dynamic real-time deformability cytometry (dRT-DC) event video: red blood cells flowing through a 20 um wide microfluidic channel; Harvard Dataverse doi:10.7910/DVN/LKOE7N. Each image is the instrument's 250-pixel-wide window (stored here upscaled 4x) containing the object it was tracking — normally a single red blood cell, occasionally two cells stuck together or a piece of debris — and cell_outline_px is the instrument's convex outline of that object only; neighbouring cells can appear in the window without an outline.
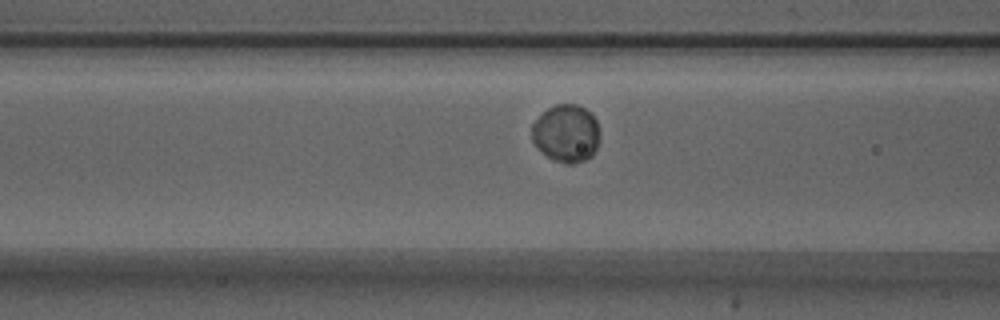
{"species": "Egyptian fruit bat (a non-hibernating species)", "species_latin": "Rousettus aegyptiacus", "temperature_condition": "warm", "stored_images_in_passage": 31, "camera_frame_rate_fps": 3000, "um_per_image_px": 0.085, "animal": {"sex": "male"}, "frame": {"image": 1, "passage_image": 5, "time_ms": 1.333, "image_size_px": [1000, 320], "cell_outline_px": [[596, 148], [592, 156], [584, 160], [572, 164], [568, 164], [556, 160], [548, 156], [532, 140], [532, 124], [548, 108], [556, 104], [576, 104], [584, 108], [596, 120]], "centroid_in_image_um": [48.1, 11.33], "position_along_channel_um": 118.5, "area_um2": 22.02}}
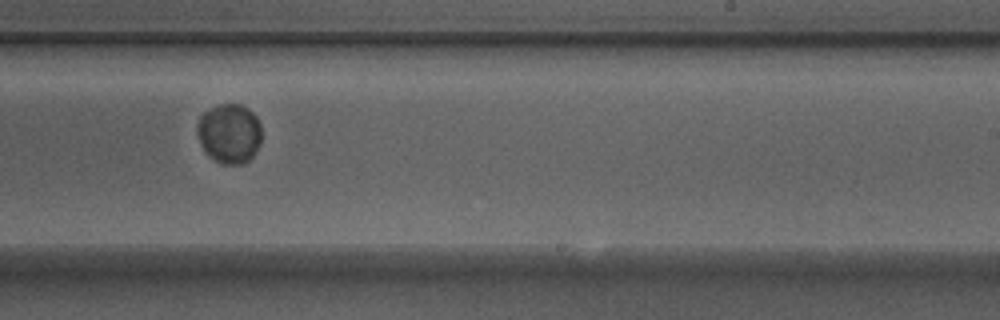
{"frame": {"image": 2, "passage_image": 17, "time_ms": 5.333, "image_size_px": [1000, 320], "cell_outline_px": [[260, 140], [252, 156], [244, 164], [220, 164], [208, 156], [200, 144], [196, 132], [196, 124], [200, 116], [204, 112], [220, 104], [240, 104], [248, 108], [256, 116], [260, 124]], "centroid_in_image_um": [19.45, 11.35], "position_along_channel_um": 269.5, "area_um2": 22.43}}
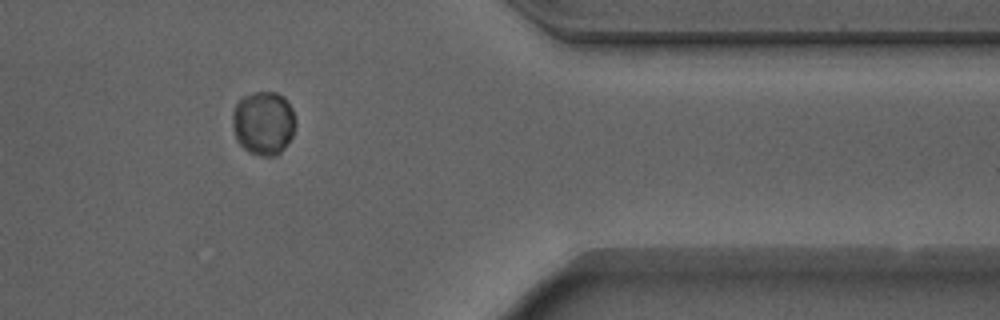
{"frame": {"image": 3, "passage_image": 28, "time_ms": 9.0, "image_size_px": [1000, 320], "cell_outline_px": [[296, 124], [292, 136], [284, 148], [276, 156], [260, 156], [248, 152], [236, 140], [232, 124], [232, 112], [236, 104], [244, 96], [256, 92], [276, 92], [284, 96], [292, 108], [296, 120]], "centroid_in_image_um": [22.4, 10.46], "position_along_channel_um": 389.0, "area_um2": 23.64}}